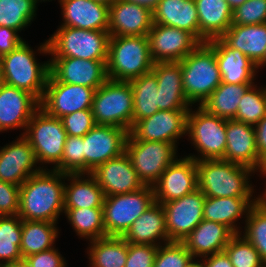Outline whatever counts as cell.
Masks as SVG:
<instances>
[{"label": "cell", "instance_id": "1", "mask_svg": "<svg viewBox=\"0 0 266 267\" xmlns=\"http://www.w3.org/2000/svg\"><path fill=\"white\" fill-rule=\"evenodd\" d=\"M65 173L42 169L20 186L19 212L22 220L59 223L64 214Z\"/></svg>", "mask_w": 266, "mask_h": 267}, {"label": "cell", "instance_id": "2", "mask_svg": "<svg viewBox=\"0 0 266 267\" xmlns=\"http://www.w3.org/2000/svg\"><path fill=\"white\" fill-rule=\"evenodd\" d=\"M38 54L50 56L47 39L34 49L26 40L23 41L12 52L2 56L0 63L5 84L29 92L40 102L50 74V59L41 62Z\"/></svg>", "mask_w": 266, "mask_h": 267}, {"label": "cell", "instance_id": "3", "mask_svg": "<svg viewBox=\"0 0 266 267\" xmlns=\"http://www.w3.org/2000/svg\"><path fill=\"white\" fill-rule=\"evenodd\" d=\"M196 167L198 188L206 197H259L250 181L258 173L250 167L223 159L199 160Z\"/></svg>", "mask_w": 266, "mask_h": 267}, {"label": "cell", "instance_id": "4", "mask_svg": "<svg viewBox=\"0 0 266 267\" xmlns=\"http://www.w3.org/2000/svg\"><path fill=\"white\" fill-rule=\"evenodd\" d=\"M180 64L186 99L192 106H201L222 83L215 49L208 42L200 43Z\"/></svg>", "mask_w": 266, "mask_h": 267}, {"label": "cell", "instance_id": "5", "mask_svg": "<svg viewBox=\"0 0 266 267\" xmlns=\"http://www.w3.org/2000/svg\"><path fill=\"white\" fill-rule=\"evenodd\" d=\"M153 65L147 36H110L106 62L109 80L129 82L151 72Z\"/></svg>", "mask_w": 266, "mask_h": 267}, {"label": "cell", "instance_id": "6", "mask_svg": "<svg viewBox=\"0 0 266 267\" xmlns=\"http://www.w3.org/2000/svg\"><path fill=\"white\" fill-rule=\"evenodd\" d=\"M191 107L187 114L186 139L197 154L185 156L199 160L224 159L226 119L208 113L201 106Z\"/></svg>", "mask_w": 266, "mask_h": 267}, {"label": "cell", "instance_id": "7", "mask_svg": "<svg viewBox=\"0 0 266 267\" xmlns=\"http://www.w3.org/2000/svg\"><path fill=\"white\" fill-rule=\"evenodd\" d=\"M23 136L33 148L41 169L50 167L53 170L61 162L67 138L61 119L50 116L39 107L28 122Z\"/></svg>", "mask_w": 266, "mask_h": 267}, {"label": "cell", "instance_id": "8", "mask_svg": "<svg viewBox=\"0 0 266 267\" xmlns=\"http://www.w3.org/2000/svg\"><path fill=\"white\" fill-rule=\"evenodd\" d=\"M58 27L47 39L50 57L107 60L110 39L108 31Z\"/></svg>", "mask_w": 266, "mask_h": 267}, {"label": "cell", "instance_id": "9", "mask_svg": "<svg viewBox=\"0 0 266 267\" xmlns=\"http://www.w3.org/2000/svg\"><path fill=\"white\" fill-rule=\"evenodd\" d=\"M134 99L129 82L107 80L94 93L92 113L96 125H110L130 132Z\"/></svg>", "mask_w": 266, "mask_h": 267}, {"label": "cell", "instance_id": "10", "mask_svg": "<svg viewBox=\"0 0 266 267\" xmlns=\"http://www.w3.org/2000/svg\"><path fill=\"white\" fill-rule=\"evenodd\" d=\"M154 202L151 186L131 193L105 196L102 209L106 236H123Z\"/></svg>", "mask_w": 266, "mask_h": 267}, {"label": "cell", "instance_id": "11", "mask_svg": "<svg viewBox=\"0 0 266 267\" xmlns=\"http://www.w3.org/2000/svg\"><path fill=\"white\" fill-rule=\"evenodd\" d=\"M178 146L159 141L126 140L125 152L139 180L153 187L165 169L178 158Z\"/></svg>", "mask_w": 266, "mask_h": 267}, {"label": "cell", "instance_id": "12", "mask_svg": "<svg viewBox=\"0 0 266 267\" xmlns=\"http://www.w3.org/2000/svg\"><path fill=\"white\" fill-rule=\"evenodd\" d=\"M188 111L159 110L152 116L137 121L132 126L127 140L159 141L178 146L180 139L187 138Z\"/></svg>", "mask_w": 266, "mask_h": 267}, {"label": "cell", "instance_id": "13", "mask_svg": "<svg viewBox=\"0 0 266 267\" xmlns=\"http://www.w3.org/2000/svg\"><path fill=\"white\" fill-rule=\"evenodd\" d=\"M129 132L110 125H95L83 136L85 173L125 152Z\"/></svg>", "mask_w": 266, "mask_h": 267}, {"label": "cell", "instance_id": "14", "mask_svg": "<svg viewBox=\"0 0 266 267\" xmlns=\"http://www.w3.org/2000/svg\"><path fill=\"white\" fill-rule=\"evenodd\" d=\"M95 91L82 85L58 82L49 74L40 108L60 119L78 110L91 109Z\"/></svg>", "mask_w": 266, "mask_h": 267}, {"label": "cell", "instance_id": "15", "mask_svg": "<svg viewBox=\"0 0 266 267\" xmlns=\"http://www.w3.org/2000/svg\"><path fill=\"white\" fill-rule=\"evenodd\" d=\"M206 196L198 188L185 196L162 204L169 241L182 242L203 220Z\"/></svg>", "mask_w": 266, "mask_h": 267}, {"label": "cell", "instance_id": "16", "mask_svg": "<svg viewBox=\"0 0 266 267\" xmlns=\"http://www.w3.org/2000/svg\"><path fill=\"white\" fill-rule=\"evenodd\" d=\"M155 202L163 204L198 189L196 161L185 155L171 163L153 186Z\"/></svg>", "mask_w": 266, "mask_h": 267}, {"label": "cell", "instance_id": "17", "mask_svg": "<svg viewBox=\"0 0 266 267\" xmlns=\"http://www.w3.org/2000/svg\"><path fill=\"white\" fill-rule=\"evenodd\" d=\"M153 62H180L200 42L189 32L162 24H153L148 35Z\"/></svg>", "mask_w": 266, "mask_h": 267}, {"label": "cell", "instance_id": "18", "mask_svg": "<svg viewBox=\"0 0 266 267\" xmlns=\"http://www.w3.org/2000/svg\"><path fill=\"white\" fill-rule=\"evenodd\" d=\"M50 58V74L62 83L82 85L97 90L107 80V60H87L73 57Z\"/></svg>", "mask_w": 266, "mask_h": 267}, {"label": "cell", "instance_id": "19", "mask_svg": "<svg viewBox=\"0 0 266 267\" xmlns=\"http://www.w3.org/2000/svg\"><path fill=\"white\" fill-rule=\"evenodd\" d=\"M28 140L19 135L0 146V180L21 186L31 175L41 171Z\"/></svg>", "mask_w": 266, "mask_h": 267}, {"label": "cell", "instance_id": "20", "mask_svg": "<svg viewBox=\"0 0 266 267\" xmlns=\"http://www.w3.org/2000/svg\"><path fill=\"white\" fill-rule=\"evenodd\" d=\"M40 102L29 92L4 84L0 89V133L22 130L24 135L33 113Z\"/></svg>", "mask_w": 266, "mask_h": 267}, {"label": "cell", "instance_id": "21", "mask_svg": "<svg viewBox=\"0 0 266 267\" xmlns=\"http://www.w3.org/2000/svg\"><path fill=\"white\" fill-rule=\"evenodd\" d=\"M225 161L252 168L258 174L264 162L260 159L256 146V133L253 125L236 120H226Z\"/></svg>", "mask_w": 266, "mask_h": 267}, {"label": "cell", "instance_id": "22", "mask_svg": "<svg viewBox=\"0 0 266 267\" xmlns=\"http://www.w3.org/2000/svg\"><path fill=\"white\" fill-rule=\"evenodd\" d=\"M91 174L104 196L131 193L144 187L126 152L99 165Z\"/></svg>", "mask_w": 266, "mask_h": 267}, {"label": "cell", "instance_id": "23", "mask_svg": "<svg viewBox=\"0 0 266 267\" xmlns=\"http://www.w3.org/2000/svg\"><path fill=\"white\" fill-rule=\"evenodd\" d=\"M153 24V12L140 5L116 0L109 6L110 36H147Z\"/></svg>", "mask_w": 266, "mask_h": 267}, {"label": "cell", "instance_id": "24", "mask_svg": "<svg viewBox=\"0 0 266 267\" xmlns=\"http://www.w3.org/2000/svg\"><path fill=\"white\" fill-rule=\"evenodd\" d=\"M151 71L157 77L159 110H190L192 105L183 91L180 62H155Z\"/></svg>", "mask_w": 266, "mask_h": 267}, {"label": "cell", "instance_id": "25", "mask_svg": "<svg viewBox=\"0 0 266 267\" xmlns=\"http://www.w3.org/2000/svg\"><path fill=\"white\" fill-rule=\"evenodd\" d=\"M60 26L108 31L109 6L93 0H60Z\"/></svg>", "mask_w": 266, "mask_h": 267}, {"label": "cell", "instance_id": "26", "mask_svg": "<svg viewBox=\"0 0 266 267\" xmlns=\"http://www.w3.org/2000/svg\"><path fill=\"white\" fill-rule=\"evenodd\" d=\"M258 200L259 197H206L203 206V219L222 223L235 234H239L243 229L250 208Z\"/></svg>", "mask_w": 266, "mask_h": 267}, {"label": "cell", "instance_id": "27", "mask_svg": "<svg viewBox=\"0 0 266 267\" xmlns=\"http://www.w3.org/2000/svg\"><path fill=\"white\" fill-rule=\"evenodd\" d=\"M235 233L226 225L203 219L182 241L195 261L223 252Z\"/></svg>", "mask_w": 266, "mask_h": 267}, {"label": "cell", "instance_id": "28", "mask_svg": "<svg viewBox=\"0 0 266 267\" xmlns=\"http://www.w3.org/2000/svg\"><path fill=\"white\" fill-rule=\"evenodd\" d=\"M215 49L223 83L255 84L258 69L255 64L239 50L228 47L220 38L208 41Z\"/></svg>", "mask_w": 266, "mask_h": 267}, {"label": "cell", "instance_id": "29", "mask_svg": "<svg viewBox=\"0 0 266 267\" xmlns=\"http://www.w3.org/2000/svg\"><path fill=\"white\" fill-rule=\"evenodd\" d=\"M128 243L160 246L170 242L162 204L154 202L122 236Z\"/></svg>", "mask_w": 266, "mask_h": 267}, {"label": "cell", "instance_id": "30", "mask_svg": "<svg viewBox=\"0 0 266 267\" xmlns=\"http://www.w3.org/2000/svg\"><path fill=\"white\" fill-rule=\"evenodd\" d=\"M220 39L230 48L239 50L257 67L266 53V23L231 26Z\"/></svg>", "mask_w": 266, "mask_h": 267}, {"label": "cell", "instance_id": "31", "mask_svg": "<svg viewBox=\"0 0 266 267\" xmlns=\"http://www.w3.org/2000/svg\"><path fill=\"white\" fill-rule=\"evenodd\" d=\"M199 19V42L220 38L230 27L233 10L226 0H195Z\"/></svg>", "mask_w": 266, "mask_h": 267}, {"label": "cell", "instance_id": "32", "mask_svg": "<svg viewBox=\"0 0 266 267\" xmlns=\"http://www.w3.org/2000/svg\"><path fill=\"white\" fill-rule=\"evenodd\" d=\"M153 23L191 33L199 41V19L195 0H160Z\"/></svg>", "mask_w": 266, "mask_h": 267}, {"label": "cell", "instance_id": "33", "mask_svg": "<svg viewBox=\"0 0 266 267\" xmlns=\"http://www.w3.org/2000/svg\"><path fill=\"white\" fill-rule=\"evenodd\" d=\"M104 198L91 173L65 174L64 208H102Z\"/></svg>", "mask_w": 266, "mask_h": 267}, {"label": "cell", "instance_id": "34", "mask_svg": "<svg viewBox=\"0 0 266 267\" xmlns=\"http://www.w3.org/2000/svg\"><path fill=\"white\" fill-rule=\"evenodd\" d=\"M87 243L88 267H125L128 242L122 236H105Z\"/></svg>", "mask_w": 266, "mask_h": 267}, {"label": "cell", "instance_id": "35", "mask_svg": "<svg viewBox=\"0 0 266 267\" xmlns=\"http://www.w3.org/2000/svg\"><path fill=\"white\" fill-rule=\"evenodd\" d=\"M59 223L22 220L20 251L23 260L30 255L56 246L60 234Z\"/></svg>", "mask_w": 266, "mask_h": 267}, {"label": "cell", "instance_id": "36", "mask_svg": "<svg viewBox=\"0 0 266 267\" xmlns=\"http://www.w3.org/2000/svg\"><path fill=\"white\" fill-rule=\"evenodd\" d=\"M254 84L221 83L201 105L208 113L220 118H235L242 96Z\"/></svg>", "mask_w": 266, "mask_h": 267}, {"label": "cell", "instance_id": "37", "mask_svg": "<svg viewBox=\"0 0 266 267\" xmlns=\"http://www.w3.org/2000/svg\"><path fill=\"white\" fill-rule=\"evenodd\" d=\"M132 87L134 107L133 125L147 117L152 116L158 108V85L157 77L151 71L129 81Z\"/></svg>", "mask_w": 266, "mask_h": 267}, {"label": "cell", "instance_id": "38", "mask_svg": "<svg viewBox=\"0 0 266 267\" xmlns=\"http://www.w3.org/2000/svg\"><path fill=\"white\" fill-rule=\"evenodd\" d=\"M64 216L81 240L87 242L106 236L102 208H64Z\"/></svg>", "mask_w": 266, "mask_h": 267}, {"label": "cell", "instance_id": "39", "mask_svg": "<svg viewBox=\"0 0 266 267\" xmlns=\"http://www.w3.org/2000/svg\"><path fill=\"white\" fill-rule=\"evenodd\" d=\"M38 5L37 0H0V26L21 34L37 18Z\"/></svg>", "mask_w": 266, "mask_h": 267}, {"label": "cell", "instance_id": "40", "mask_svg": "<svg viewBox=\"0 0 266 267\" xmlns=\"http://www.w3.org/2000/svg\"><path fill=\"white\" fill-rule=\"evenodd\" d=\"M21 235L22 219L18 215L0 216V264L23 260Z\"/></svg>", "mask_w": 266, "mask_h": 267}, {"label": "cell", "instance_id": "41", "mask_svg": "<svg viewBox=\"0 0 266 267\" xmlns=\"http://www.w3.org/2000/svg\"><path fill=\"white\" fill-rule=\"evenodd\" d=\"M266 265V205L259 200L250 208L241 233Z\"/></svg>", "mask_w": 266, "mask_h": 267}, {"label": "cell", "instance_id": "42", "mask_svg": "<svg viewBox=\"0 0 266 267\" xmlns=\"http://www.w3.org/2000/svg\"><path fill=\"white\" fill-rule=\"evenodd\" d=\"M265 115L266 84L262 86L256 82L242 96L233 120L255 126Z\"/></svg>", "mask_w": 266, "mask_h": 267}, {"label": "cell", "instance_id": "43", "mask_svg": "<svg viewBox=\"0 0 266 267\" xmlns=\"http://www.w3.org/2000/svg\"><path fill=\"white\" fill-rule=\"evenodd\" d=\"M224 252L229 257L233 267H266L258 251L240 233L231 238Z\"/></svg>", "mask_w": 266, "mask_h": 267}, {"label": "cell", "instance_id": "44", "mask_svg": "<svg viewBox=\"0 0 266 267\" xmlns=\"http://www.w3.org/2000/svg\"><path fill=\"white\" fill-rule=\"evenodd\" d=\"M53 170L65 174L85 173L83 137L67 135L61 162Z\"/></svg>", "mask_w": 266, "mask_h": 267}, {"label": "cell", "instance_id": "45", "mask_svg": "<svg viewBox=\"0 0 266 267\" xmlns=\"http://www.w3.org/2000/svg\"><path fill=\"white\" fill-rule=\"evenodd\" d=\"M194 261L183 242L170 241L158 246L153 267H189Z\"/></svg>", "mask_w": 266, "mask_h": 267}, {"label": "cell", "instance_id": "46", "mask_svg": "<svg viewBox=\"0 0 266 267\" xmlns=\"http://www.w3.org/2000/svg\"><path fill=\"white\" fill-rule=\"evenodd\" d=\"M266 23V0H247L233 10L231 26Z\"/></svg>", "mask_w": 266, "mask_h": 267}, {"label": "cell", "instance_id": "47", "mask_svg": "<svg viewBox=\"0 0 266 267\" xmlns=\"http://www.w3.org/2000/svg\"><path fill=\"white\" fill-rule=\"evenodd\" d=\"M60 119L69 136L83 137L96 125L91 109L78 110Z\"/></svg>", "mask_w": 266, "mask_h": 267}, {"label": "cell", "instance_id": "48", "mask_svg": "<svg viewBox=\"0 0 266 267\" xmlns=\"http://www.w3.org/2000/svg\"><path fill=\"white\" fill-rule=\"evenodd\" d=\"M158 246L128 243L125 267H153Z\"/></svg>", "mask_w": 266, "mask_h": 267}, {"label": "cell", "instance_id": "49", "mask_svg": "<svg viewBox=\"0 0 266 267\" xmlns=\"http://www.w3.org/2000/svg\"><path fill=\"white\" fill-rule=\"evenodd\" d=\"M20 186L0 180V216H14L19 212Z\"/></svg>", "mask_w": 266, "mask_h": 267}, {"label": "cell", "instance_id": "50", "mask_svg": "<svg viewBox=\"0 0 266 267\" xmlns=\"http://www.w3.org/2000/svg\"><path fill=\"white\" fill-rule=\"evenodd\" d=\"M65 259L59 248L55 246L49 250L27 256L24 261L28 267H68V260Z\"/></svg>", "mask_w": 266, "mask_h": 267}, {"label": "cell", "instance_id": "51", "mask_svg": "<svg viewBox=\"0 0 266 267\" xmlns=\"http://www.w3.org/2000/svg\"><path fill=\"white\" fill-rule=\"evenodd\" d=\"M23 41L25 39L17 30L0 26V58L12 52Z\"/></svg>", "mask_w": 266, "mask_h": 267}, {"label": "cell", "instance_id": "52", "mask_svg": "<svg viewBox=\"0 0 266 267\" xmlns=\"http://www.w3.org/2000/svg\"><path fill=\"white\" fill-rule=\"evenodd\" d=\"M256 146L260 159L266 162V115L254 126Z\"/></svg>", "mask_w": 266, "mask_h": 267}, {"label": "cell", "instance_id": "53", "mask_svg": "<svg viewBox=\"0 0 266 267\" xmlns=\"http://www.w3.org/2000/svg\"><path fill=\"white\" fill-rule=\"evenodd\" d=\"M198 262L201 267H233L224 251L202 258Z\"/></svg>", "mask_w": 266, "mask_h": 267}, {"label": "cell", "instance_id": "54", "mask_svg": "<svg viewBox=\"0 0 266 267\" xmlns=\"http://www.w3.org/2000/svg\"><path fill=\"white\" fill-rule=\"evenodd\" d=\"M125 1L140 5L141 7L147 8L151 12L155 11L160 2V0H125Z\"/></svg>", "mask_w": 266, "mask_h": 267}, {"label": "cell", "instance_id": "55", "mask_svg": "<svg viewBox=\"0 0 266 267\" xmlns=\"http://www.w3.org/2000/svg\"><path fill=\"white\" fill-rule=\"evenodd\" d=\"M259 177L266 178V162L263 165L262 171L258 174ZM266 185V181H264ZM259 193V201L266 205V187Z\"/></svg>", "mask_w": 266, "mask_h": 267}, {"label": "cell", "instance_id": "56", "mask_svg": "<svg viewBox=\"0 0 266 267\" xmlns=\"http://www.w3.org/2000/svg\"><path fill=\"white\" fill-rule=\"evenodd\" d=\"M0 267H28V265L24 260H21L18 262L2 263Z\"/></svg>", "mask_w": 266, "mask_h": 267}, {"label": "cell", "instance_id": "57", "mask_svg": "<svg viewBox=\"0 0 266 267\" xmlns=\"http://www.w3.org/2000/svg\"><path fill=\"white\" fill-rule=\"evenodd\" d=\"M232 10L241 6L247 0H226Z\"/></svg>", "mask_w": 266, "mask_h": 267}, {"label": "cell", "instance_id": "58", "mask_svg": "<svg viewBox=\"0 0 266 267\" xmlns=\"http://www.w3.org/2000/svg\"><path fill=\"white\" fill-rule=\"evenodd\" d=\"M4 84H5V81H4L3 69L0 63V89L3 87Z\"/></svg>", "mask_w": 266, "mask_h": 267}, {"label": "cell", "instance_id": "59", "mask_svg": "<svg viewBox=\"0 0 266 267\" xmlns=\"http://www.w3.org/2000/svg\"><path fill=\"white\" fill-rule=\"evenodd\" d=\"M98 3H102L104 5L110 6L112 3H114L116 0H93Z\"/></svg>", "mask_w": 266, "mask_h": 267}, {"label": "cell", "instance_id": "60", "mask_svg": "<svg viewBox=\"0 0 266 267\" xmlns=\"http://www.w3.org/2000/svg\"><path fill=\"white\" fill-rule=\"evenodd\" d=\"M266 66V53H265V57L264 60L257 66L258 72L262 70L263 67ZM261 69V70H259Z\"/></svg>", "mask_w": 266, "mask_h": 267}, {"label": "cell", "instance_id": "61", "mask_svg": "<svg viewBox=\"0 0 266 267\" xmlns=\"http://www.w3.org/2000/svg\"><path fill=\"white\" fill-rule=\"evenodd\" d=\"M189 267H201L198 261H194Z\"/></svg>", "mask_w": 266, "mask_h": 267}, {"label": "cell", "instance_id": "62", "mask_svg": "<svg viewBox=\"0 0 266 267\" xmlns=\"http://www.w3.org/2000/svg\"><path fill=\"white\" fill-rule=\"evenodd\" d=\"M37 1H38L39 3L42 4L43 2H44V3H45V2H50V1L52 2L53 0H37ZM54 1H55V0H54ZM59 1H60V0H57V2H59Z\"/></svg>", "mask_w": 266, "mask_h": 267}]
</instances>
